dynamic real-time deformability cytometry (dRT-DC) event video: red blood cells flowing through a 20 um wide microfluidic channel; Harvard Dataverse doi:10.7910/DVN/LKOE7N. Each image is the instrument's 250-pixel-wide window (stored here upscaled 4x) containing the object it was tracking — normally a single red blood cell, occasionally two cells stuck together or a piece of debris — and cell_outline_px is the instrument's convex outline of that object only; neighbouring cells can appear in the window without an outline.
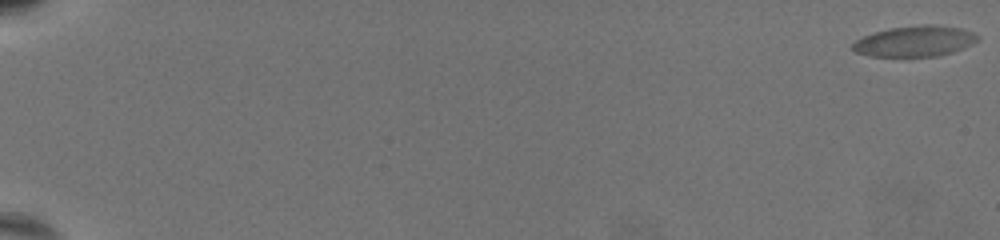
{"species": "common noctule bat (a hibernating species)", "species_latin": "Nyctalus noctula", "temperature_condition": "warm", "stored_images_in_passage": 73, "camera_frame_rate_fps": 3000, "um_per_image_px": 0.085, "animal": {"sex": "female", "body_mass_g": 19.5, "forearm_length_mm": 54.1}, "frame": {"image": 1, "passage_image": 1, "time_ms": 0.0, "image_size_px": [1000, 240], "cell_outline_px": [[980, 36], [972, 44], [952, 52], [940, 56], [872, 56], [856, 52], [852, 48], [852, 44], [856, 40], [864, 36], [876, 32], [892, 28], [924, 24], [932, 24], [960, 28], [972, 32]], "centroid_in_image_um": [77.78, 3.5], "position_along_channel_um": 7.2, "area_um2": 22.08}}
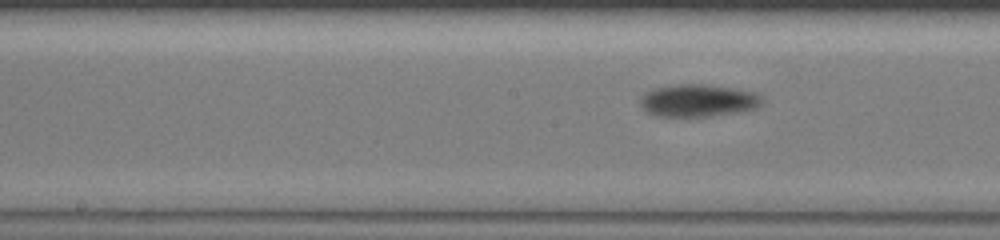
{"frame": {"image": 2, "passage_image": 42, "time_ms": 13.667, "image_size_px": [1000, 240], "cell_outline_px": [[764, 100], [756, 108], [736, 112], [712, 116], [656, 116], [644, 112], [640, 104], [640, 96], [644, 92], [652, 88], [676, 84], [704, 84], [732, 88], [756, 92]], "centroid_in_image_um": [59.27, 8.54], "position_along_channel_um": 188.9, "area_um2": 23.24}}
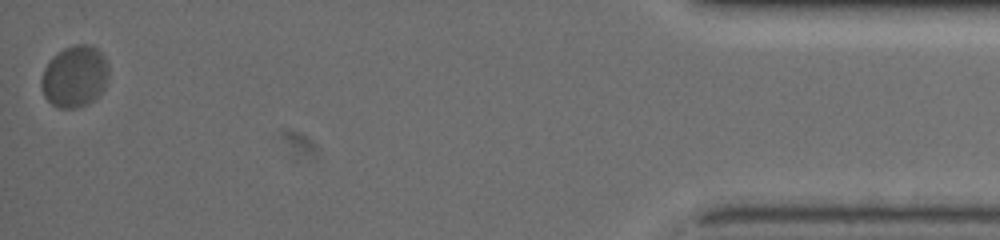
{"frame": {"image": 3, "passage_image": 73, "time_ms": 24.0, "image_size_px": [1000, 240], "cell_outline_px": [[108, 80], [104, 88], [88, 104], [80, 108], [56, 108], [44, 96], [40, 84], [40, 80], [44, 68], [52, 56], [64, 48], [76, 44], [88, 44], [96, 48], [104, 56], [108, 64]], "centroid_in_image_um": [6.33, 6.5], "position_along_channel_um": 428.9, "area_um2": 24.39}, "authors_computed_cell_mechanics": {"area_um2": 22.253, "velocity_mm_per_s": 3.0489, "shape_relaxation_time_tau1_ms": 5.3727, "shape_relaxation_time_tau2_ms": null, "deformation_change_tau1": 0.1337, "deformation_change_tau2": null}}